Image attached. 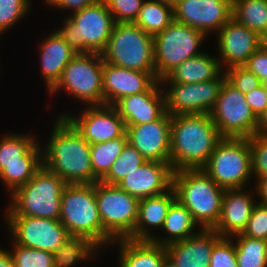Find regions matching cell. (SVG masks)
<instances>
[{
    "label": "cell",
    "instance_id": "cell-22",
    "mask_svg": "<svg viewBox=\"0 0 267 267\" xmlns=\"http://www.w3.org/2000/svg\"><path fill=\"white\" fill-rule=\"evenodd\" d=\"M252 195L244 188L225 189L221 215L213 230L221 237L230 238V236L241 234L256 205Z\"/></svg>",
    "mask_w": 267,
    "mask_h": 267
},
{
    "label": "cell",
    "instance_id": "cell-10",
    "mask_svg": "<svg viewBox=\"0 0 267 267\" xmlns=\"http://www.w3.org/2000/svg\"><path fill=\"white\" fill-rule=\"evenodd\" d=\"M103 63L101 53L76 54L49 93L62 89L87 106L104 105Z\"/></svg>",
    "mask_w": 267,
    "mask_h": 267
},
{
    "label": "cell",
    "instance_id": "cell-20",
    "mask_svg": "<svg viewBox=\"0 0 267 267\" xmlns=\"http://www.w3.org/2000/svg\"><path fill=\"white\" fill-rule=\"evenodd\" d=\"M172 176L173 170L169 163L146 161L128 173L118 186L140 200L168 191L172 187Z\"/></svg>",
    "mask_w": 267,
    "mask_h": 267
},
{
    "label": "cell",
    "instance_id": "cell-19",
    "mask_svg": "<svg viewBox=\"0 0 267 267\" xmlns=\"http://www.w3.org/2000/svg\"><path fill=\"white\" fill-rule=\"evenodd\" d=\"M161 87L158 80L148 91L120 98L112 106L125 125L159 120L166 113L164 90Z\"/></svg>",
    "mask_w": 267,
    "mask_h": 267
},
{
    "label": "cell",
    "instance_id": "cell-51",
    "mask_svg": "<svg viewBox=\"0 0 267 267\" xmlns=\"http://www.w3.org/2000/svg\"><path fill=\"white\" fill-rule=\"evenodd\" d=\"M162 267H177L172 261H170L168 258L164 261L162 264Z\"/></svg>",
    "mask_w": 267,
    "mask_h": 267
},
{
    "label": "cell",
    "instance_id": "cell-11",
    "mask_svg": "<svg viewBox=\"0 0 267 267\" xmlns=\"http://www.w3.org/2000/svg\"><path fill=\"white\" fill-rule=\"evenodd\" d=\"M207 36L198 29L173 21L153 36L156 77L160 81L188 58L200 55L199 47ZM198 50V51H197Z\"/></svg>",
    "mask_w": 267,
    "mask_h": 267
},
{
    "label": "cell",
    "instance_id": "cell-44",
    "mask_svg": "<svg viewBox=\"0 0 267 267\" xmlns=\"http://www.w3.org/2000/svg\"><path fill=\"white\" fill-rule=\"evenodd\" d=\"M242 234L267 241V205L256 203Z\"/></svg>",
    "mask_w": 267,
    "mask_h": 267
},
{
    "label": "cell",
    "instance_id": "cell-25",
    "mask_svg": "<svg viewBox=\"0 0 267 267\" xmlns=\"http://www.w3.org/2000/svg\"><path fill=\"white\" fill-rule=\"evenodd\" d=\"M220 74H223V69L219 59L203 52L177 66L160 80V84L165 86L167 83L193 84L216 79Z\"/></svg>",
    "mask_w": 267,
    "mask_h": 267
},
{
    "label": "cell",
    "instance_id": "cell-34",
    "mask_svg": "<svg viewBox=\"0 0 267 267\" xmlns=\"http://www.w3.org/2000/svg\"><path fill=\"white\" fill-rule=\"evenodd\" d=\"M201 32L219 31L232 18V0H200Z\"/></svg>",
    "mask_w": 267,
    "mask_h": 267
},
{
    "label": "cell",
    "instance_id": "cell-35",
    "mask_svg": "<svg viewBox=\"0 0 267 267\" xmlns=\"http://www.w3.org/2000/svg\"><path fill=\"white\" fill-rule=\"evenodd\" d=\"M146 161L135 147L127 143L122 153L112 164L111 169L100 181L110 185H118L128 173L136 170Z\"/></svg>",
    "mask_w": 267,
    "mask_h": 267
},
{
    "label": "cell",
    "instance_id": "cell-2",
    "mask_svg": "<svg viewBox=\"0 0 267 267\" xmlns=\"http://www.w3.org/2000/svg\"><path fill=\"white\" fill-rule=\"evenodd\" d=\"M222 138L210 114L172 115L170 165L173 172L201 169Z\"/></svg>",
    "mask_w": 267,
    "mask_h": 267
},
{
    "label": "cell",
    "instance_id": "cell-43",
    "mask_svg": "<svg viewBox=\"0 0 267 267\" xmlns=\"http://www.w3.org/2000/svg\"><path fill=\"white\" fill-rule=\"evenodd\" d=\"M224 72L226 79L244 95L261 85L259 78L244 66H234Z\"/></svg>",
    "mask_w": 267,
    "mask_h": 267
},
{
    "label": "cell",
    "instance_id": "cell-47",
    "mask_svg": "<svg viewBox=\"0 0 267 267\" xmlns=\"http://www.w3.org/2000/svg\"><path fill=\"white\" fill-rule=\"evenodd\" d=\"M96 0H47L45 3L54 8H60L61 10H72L73 13L81 11L85 7L92 5Z\"/></svg>",
    "mask_w": 267,
    "mask_h": 267
},
{
    "label": "cell",
    "instance_id": "cell-29",
    "mask_svg": "<svg viewBox=\"0 0 267 267\" xmlns=\"http://www.w3.org/2000/svg\"><path fill=\"white\" fill-rule=\"evenodd\" d=\"M173 21V4L162 0H145L133 23L154 36L164 31Z\"/></svg>",
    "mask_w": 267,
    "mask_h": 267
},
{
    "label": "cell",
    "instance_id": "cell-15",
    "mask_svg": "<svg viewBox=\"0 0 267 267\" xmlns=\"http://www.w3.org/2000/svg\"><path fill=\"white\" fill-rule=\"evenodd\" d=\"M77 116L62 113L76 131L90 144L114 140L126 133V125L112 105L88 106Z\"/></svg>",
    "mask_w": 267,
    "mask_h": 267
},
{
    "label": "cell",
    "instance_id": "cell-28",
    "mask_svg": "<svg viewBox=\"0 0 267 267\" xmlns=\"http://www.w3.org/2000/svg\"><path fill=\"white\" fill-rule=\"evenodd\" d=\"M42 146L36 143L25 155L24 163L2 164L0 180L12 194L24 186L42 167Z\"/></svg>",
    "mask_w": 267,
    "mask_h": 267
},
{
    "label": "cell",
    "instance_id": "cell-17",
    "mask_svg": "<svg viewBox=\"0 0 267 267\" xmlns=\"http://www.w3.org/2000/svg\"><path fill=\"white\" fill-rule=\"evenodd\" d=\"M128 143L147 161L170 164L171 115L165 113L159 120L146 124L126 125Z\"/></svg>",
    "mask_w": 267,
    "mask_h": 267
},
{
    "label": "cell",
    "instance_id": "cell-8",
    "mask_svg": "<svg viewBox=\"0 0 267 267\" xmlns=\"http://www.w3.org/2000/svg\"><path fill=\"white\" fill-rule=\"evenodd\" d=\"M95 194L104 228V245L114 244L120 239L133 240L139 199L122 190L118 185L101 181L95 183Z\"/></svg>",
    "mask_w": 267,
    "mask_h": 267
},
{
    "label": "cell",
    "instance_id": "cell-6",
    "mask_svg": "<svg viewBox=\"0 0 267 267\" xmlns=\"http://www.w3.org/2000/svg\"><path fill=\"white\" fill-rule=\"evenodd\" d=\"M67 183L43 166L11 195L5 215H24L59 220L61 196Z\"/></svg>",
    "mask_w": 267,
    "mask_h": 267
},
{
    "label": "cell",
    "instance_id": "cell-21",
    "mask_svg": "<svg viewBox=\"0 0 267 267\" xmlns=\"http://www.w3.org/2000/svg\"><path fill=\"white\" fill-rule=\"evenodd\" d=\"M221 238L213 229H201L185 240L166 245L167 258L177 267H210L213 247Z\"/></svg>",
    "mask_w": 267,
    "mask_h": 267
},
{
    "label": "cell",
    "instance_id": "cell-49",
    "mask_svg": "<svg viewBox=\"0 0 267 267\" xmlns=\"http://www.w3.org/2000/svg\"><path fill=\"white\" fill-rule=\"evenodd\" d=\"M0 267H15L10 251L0 249Z\"/></svg>",
    "mask_w": 267,
    "mask_h": 267
},
{
    "label": "cell",
    "instance_id": "cell-3",
    "mask_svg": "<svg viewBox=\"0 0 267 267\" xmlns=\"http://www.w3.org/2000/svg\"><path fill=\"white\" fill-rule=\"evenodd\" d=\"M172 187L176 199L191 212L200 229H213L216 226L225 190L202 169L173 172Z\"/></svg>",
    "mask_w": 267,
    "mask_h": 267
},
{
    "label": "cell",
    "instance_id": "cell-50",
    "mask_svg": "<svg viewBox=\"0 0 267 267\" xmlns=\"http://www.w3.org/2000/svg\"><path fill=\"white\" fill-rule=\"evenodd\" d=\"M257 134L267 135V106L264 113L258 119Z\"/></svg>",
    "mask_w": 267,
    "mask_h": 267
},
{
    "label": "cell",
    "instance_id": "cell-46",
    "mask_svg": "<svg viewBox=\"0 0 267 267\" xmlns=\"http://www.w3.org/2000/svg\"><path fill=\"white\" fill-rule=\"evenodd\" d=\"M246 103L251 107L255 116L259 119L267 106V97L262 85L245 94Z\"/></svg>",
    "mask_w": 267,
    "mask_h": 267
},
{
    "label": "cell",
    "instance_id": "cell-48",
    "mask_svg": "<svg viewBox=\"0 0 267 267\" xmlns=\"http://www.w3.org/2000/svg\"><path fill=\"white\" fill-rule=\"evenodd\" d=\"M255 192L261 200L260 204L267 205V178L257 179L256 186L254 188Z\"/></svg>",
    "mask_w": 267,
    "mask_h": 267
},
{
    "label": "cell",
    "instance_id": "cell-41",
    "mask_svg": "<svg viewBox=\"0 0 267 267\" xmlns=\"http://www.w3.org/2000/svg\"><path fill=\"white\" fill-rule=\"evenodd\" d=\"M115 23L134 22L144 0H104Z\"/></svg>",
    "mask_w": 267,
    "mask_h": 267
},
{
    "label": "cell",
    "instance_id": "cell-42",
    "mask_svg": "<svg viewBox=\"0 0 267 267\" xmlns=\"http://www.w3.org/2000/svg\"><path fill=\"white\" fill-rule=\"evenodd\" d=\"M210 267H238L236 248L231 237H222L214 245Z\"/></svg>",
    "mask_w": 267,
    "mask_h": 267
},
{
    "label": "cell",
    "instance_id": "cell-40",
    "mask_svg": "<svg viewBox=\"0 0 267 267\" xmlns=\"http://www.w3.org/2000/svg\"><path fill=\"white\" fill-rule=\"evenodd\" d=\"M200 0H178L174 4V20L201 31Z\"/></svg>",
    "mask_w": 267,
    "mask_h": 267
},
{
    "label": "cell",
    "instance_id": "cell-23",
    "mask_svg": "<svg viewBox=\"0 0 267 267\" xmlns=\"http://www.w3.org/2000/svg\"><path fill=\"white\" fill-rule=\"evenodd\" d=\"M40 47L41 73L47 90H51L61 78L64 68L77 54L57 31L44 38Z\"/></svg>",
    "mask_w": 267,
    "mask_h": 267
},
{
    "label": "cell",
    "instance_id": "cell-5",
    "mask_svg": "<svg viewBox=\"0 0 267 267\" xmlns=\"http://www.w3.org/2000/svg\"><path fill=\"white\" fill-rule=\"evenodd\" d=\"M59 221L70 236L86 237L99 249L104 245V228L98 211L95 183L65 186Z\"/></svg>",
    "mask_w": 267,
    "mask_h": 267
},
{
    "label": "cell",
    "instance_id": "cell-1",
    "mask_svg": "<svg viewBox=\"0 0 267 267\" xmlns=\"http://www.w3.org/2000/svg\"><path fill=\"white\" fill-rule=\"evenodd\" d=\"M53 127L48 144L42 147V166L67 184L100 181L93 173L91 145L64 117H58Z\"/></svg>",
    "mask_w": 267,
    "mask_h": 267
},
{
    "label": "cell",
    "instance_id": "cell-18",
    "mask_svg": "<svg viewBox=\"0 0 267 267\" xmlns=\"http://www.w3.org/2000/svg\"><path fill=\"white\" fill-rule=\"evenodd\" d=\"M156 72L134 71L103 63V101L113 105L120 98L148 91L156 82Z\"/></svg>",
    "mask_w": 267,
    "mask_h": 267
},
{
    "label": "cell",
    "instance_id": "cell-12",
    "mask_svg": "<svg viewBox=\"0 0 267 267\" xmlns=\"http://www.w3.org/2000/svg\"><path fill=\"white\" fill-rule=\"evenodd\" d=\"M246 97L225 79L210 116L222 137L250 138L257 134L258 118Z\"/></svg>",
    "mask_w": 267,
    "mask_h": 267
},
{
    "label": "cell",
    "instance_id": "cell-14",
    "mask_svg": "<svg viewBox=\"0 0 267 267\" xmlns=\"http://www.w3.org/2000/svg\"><path fill=\"white\" fill-rule=\"evenodd\" d=\"M226 79V74L216 79L193 84L168 83L164 90L166 112L172 115L180 114H210L220 89Z\"/></svg>",
    "mask_w": 267,
    "mask_h": 267
},
{
    "label": "cell",
    "instance_id": "cell-26",
    "mask_svg": "<svg viewBox=\"0 0 267 267\" xmlns=\"http://www.w3.org/2000/svg\"><path fill=\"white\" fill-rule=\"evenodd\" d=\"M119 267H162L167 258L166 247L150 240L120 239Z\"/></svg>",
    "mask_w": 267,
    "mask_h": 267
},
{
    "label": "cell",
    "instance_id": "cell-31",
    "mask_svg": "<svg viewBox=\"0 0 267 267\" xmlns=\"http://www.w3.org/2000/svg\"><path fill=\"white\" fill-rule=\"evenodd\" d=\"M97 246L86 237L70 236L55 252L54 267H70L77 262L93 259Z\"/></svg>",
    "mask_w": 267,
    "mask_h": 267
},
{
    "label": "cell",
    "instance_id": "cell-9",
    "mask_svg": "<svg viewBox=\"0 0 267 267\" xmlns=\"http://www.w3.org/2000/svg\"><path fill=\"white\" fill-rule=\"evenodd\" d=\"M201 169L224 190L245 188L252 177L249 138L223 137Z\"/></svg>",
    "mask_w": 267,
    "mask_h": 267
},
{
    "label": "cell",
    "instance_id": "cell-27",
    "mask_svg": "<svg viewBox=\"0 0 267 267\" xmlns=\"http://www.w3.org/2000/svg\"><path fill=\"white\" fill-rule=\"evenodd\" d=\"M197 226L191 212L176 199L170 206L162 226L168 235L163 238L153 236L150 241L162 246L182 241L195 235L196 233L193 231Z\"/></svg>",
    "mask_w": 267,
    "mask_h": 267
},
{
    "label": "cell",
    "instance_id": "cell-36",
    "mask_svg": "<svg viewBox=\"0 0 267 267\" xmlns=\"http://www.w3.org/2000/svg\"><path fill=\"white\" fill-rule=\"evenodd\" d=\"M28 134H6L0 140V172L2 164L24 163V155L37 143Z\"/></svg>",
    "mask_w": 267,
    "mask_h": 267
},
{
    "label": "cell",
    "instance_id": "cell-38",
    "mask_svg": "<svg viewBox=\"0 0 267 267\" xmlns=\"http://www.w3.org/2000/svg\"><path fill=\"white\" fill-rule=\"evenodd\" d=\"M30 0H0V35L30 11Z\"/></svg>",
    "mask_w": 267,
    "mask_h": 267
},
{
    "label": "cell",
    "instance_id": "cell-33",
    "mask_svg": "<svg viewBox=\"0 0 267 267\" xmlns=\"http://www.w3.org/2000/svg\"><path fill=\"white\" fill-rule=\"evenodd\" d=\"M238 267H267V241L244 236L242 233L232 236Z\"/></svg>",
    "mask_w": 267,
    "mask_h": 267
},
{
    "label": "cell",
    "instance_id": "cell-4",
    "mask_svg": "<svg viewBox=\"0 0 267 267\" xmlns=\"http://www.w3.org/2000/svg\"><path fill=\"white\" fill-rule=\"evenodd\" d=\"M63 27L56 31L77 53H101L107 46L115 25L104 0H96L81 11L65 18Z\"/></svg>",
    "mask_w": 267,
    "mask_h": 267
},
{
    "label": "cell",
    "instance_id": "cell-53",
    "mask_svg": "<svg viewBox=\"0 0 267 267\" xmlns=\"http://www.w3.org/2000/svg\"><path fill=\"white\" fill-rule=\"evenodd\" d=\"M162 1L168 2L174 5L178 0H162Z\"/></svg>",
    "mask_w": 267,
    "mask_h": 267
},
{
    "label": "cell",
    "instance_id": "cell-39",
    "mask_svg": "<svg viewBox=\"0 0 267 267\" xmlns=\"http://www.w3.org/2000/svg\"><path fill=\"white\" fill-rule=\"evenodd\" d=\"M251 172L256 179L267 178V135L255 134L249 138Z\"/></svg>",
    "mask_w": 267,
    "mask_h": 267
},
{
    "label": "cell",
    "instance_id": "cell-7",
    "mask_svg": "<svg viewBox=\"0 0 267 267\" xmlns=\"http://www.w3.org/2000/svg\"><path fill=\"white\" fill-rule=\"evenodd\" d=\"M101 55L105 62L118 67L156 72L153 36L133 22L115 23Z\"/></svg>",
    "mask_w": 267,
    "mask_h": 267
},
{
    "label": "cell",
    "instance_id": "cell-30",
    "mask_svg": "<svg viewBox=\"0 0 267 267\" xmlns=\"http://www.w3.org/2000/svg\"><path fill=\"white\" fill-rule=\"evenodd\" d=\"M232 18L265 38L267 0H232Z\"/></svg>",
    "mask_w": 267,
    "mask_h": 267
},
{
    "label": "cell",
    "instance_id": "cell-16",
    "mask_svg": "<svg viewBox=\"0 0 267 267\" xmlns=\"http://www.w3.org/2000/svg\"><path fill=\"white\" fill-rule=\"evenodd\" d=\"M216 33L220 53L218 59L223 71L234 66H244L264 43V38L257 32L239 24L233 18Z\"/></svg>",
    "mask_w": 267,
    "mask_h": 267
},
{
    "label": "cell",
    "instance_id": "cell-37",
    "mask_svg": "<svg viewBox=\"0 0 267 267\" xmlns=\"http://www.w3.org/2000/svg\"><path fill=\"white\" fill-rule=\"evenodd\" d=\"M13 244L10 253L15 267H54L52 252Z\"/></svg>",
    "mask_w": 267,
    "mask_h": 267
},
{
    "label": "cell",
    "instance_id": "cell-45",
    "mask_svg": "<svg viewBox=\"0 0 267 267\" xmlns=\"http://www.w3.org/2000/svg\"><path fill=\"white\" fill-rule=\"evenodd\" d=\"M244 67L253 72L260 81L267 78V46L264 43L250 56Z\"/></svg>",
    "mask_w": 267,
    "mask_h": 267
},
{
    "label": "cell",
    "instance_id": "cell-24",
    "mask_svg": "<svg viewBox=\"0 0 267 267\" xmlns=\"http://www.w3.org/2000/svg\"><path fill=\"white\" fill-rule=\"evenodd\" d=\"M176 200V194L171 187L168 191L139 200L138 217L133 231V240H151L154 234L149 228H161L167 212Z\"/></svg>",
    "mask_w": 267,
    "mask_h": 267
},
{
    "label": "cell",
    "instance_id": "cell-52",
    "mask_svg": "<svg viewBox=\"0 0 267 267\" xmlns=\"http://www.w3.org/2000/svg\"><path fill=\"white\" fill-rule=\"evenodd\" d=\"M261 85L264 87L265 94H266V97H267V78L261 81Z\"/></svg>",
    "mask_w": 267,
    "mask_h": 267
},
{
    "label": "cell",
    "instance_id": "cell-13",
    "mask_svg": "<svg viewBox=\"0 0 267 267\" xmlns=\"http://www.w3.org/2000/svg\"><path fill=\"white\" fill-rule=\"evenodd\" d=\"M14 243L55 252L70 237L59 220L24 215H5Z\"/></svg>",
    "mask_w": 267,
    "mask_h": 267
},
{
    "label": "cell",
    "instance_id": "cell-32",
    "mask_svg": "<svg viewBox=\"0 0 267 267\" xmlns=\"http://www.w3.org/2000/svg\"><path fill=\"white\" fill-rule=\"evenodd\" d=\"M128 143L126 133L117 139L91 145L90 158L94 175L101 180Z\"/></svg>",
    "mask_w": 267,
    "mask_h": 267
}]
</instances>
